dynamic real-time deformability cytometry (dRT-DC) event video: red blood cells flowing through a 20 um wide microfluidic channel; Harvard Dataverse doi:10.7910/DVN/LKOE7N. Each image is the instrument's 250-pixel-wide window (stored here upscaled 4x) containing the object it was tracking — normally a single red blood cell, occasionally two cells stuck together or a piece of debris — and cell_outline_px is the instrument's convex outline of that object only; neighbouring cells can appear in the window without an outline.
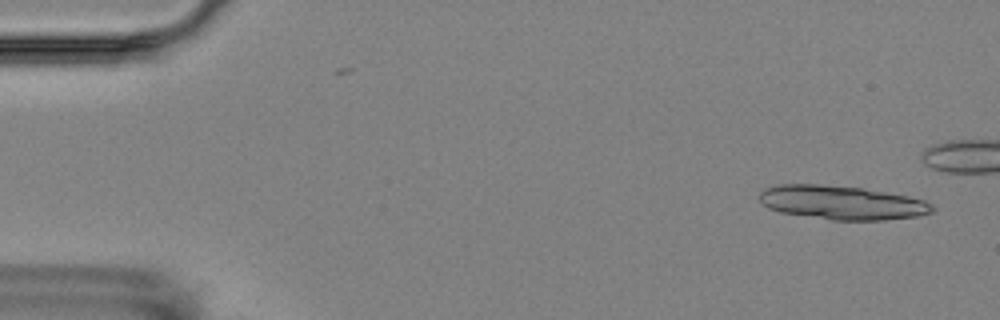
{"species": "Egyptian fruit bat (a non-hibernating species)", "species_latin": "Rousettus aegyptiacus", "temperature_condition": "room temperature", "stored_images_in_passage": 6, "camera_frame_rate_fps": 3000, "um_per_image_px": 0.085, "animal": {"sex": "female"}, "frame": {"image": 1, "passage_image": 1, "time_ms": 0.0, "image_size_px": [1000, 320], "cell_outline_px": [[936, 208], [932, 212], [920, 216], [884, 220], [832, 220], [780, 212], [768, 208], [760, 204], [760, 192], [764, 188], [780, 184], [820, 184], [860, 188], [908, 196], [924, 200], [932, 204]], "centroid_in_image_um": [71.55, 17.23], "position_along_channel_um": 13.5, "area_um2": 34.22}}